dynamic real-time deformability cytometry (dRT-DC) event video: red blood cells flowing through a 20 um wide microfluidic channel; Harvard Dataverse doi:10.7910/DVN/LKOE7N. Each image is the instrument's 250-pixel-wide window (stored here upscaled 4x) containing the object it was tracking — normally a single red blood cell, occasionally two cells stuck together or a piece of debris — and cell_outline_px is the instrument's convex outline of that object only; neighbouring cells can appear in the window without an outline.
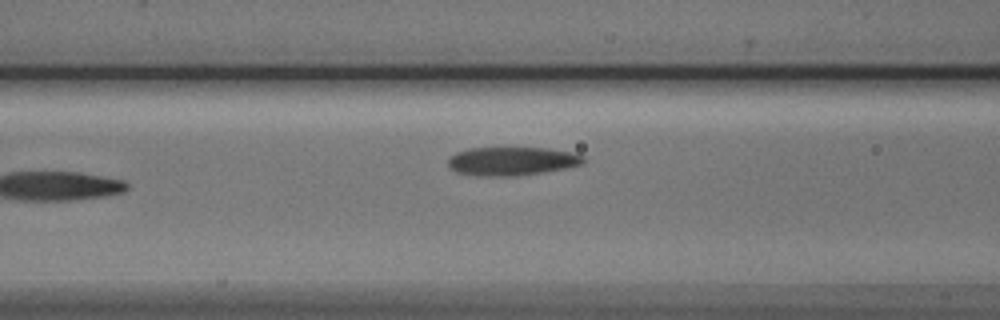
{"species": "Egyptian fruit bat (a non-hibernating species)", "species_latin": "Rousettus aegyptiacus", "temperature_condition": "cold", "stored_images_in_passage": 6, "camera_frame_rate_fps": 3000, "um_per_image_px": 0.085, "animal": {"sex": "male"}, "frame": {"image": 1, "passage_image": 6, "time_ms": 6.0, "image_size_px": [1000, 320], "cell_outline_px": [[584, 164], [544, 172], [516, 176], [476, 176], [456, 172], [448, 168], [448, 160], [456, 152], [468, 148], [548, 148], [572, 152], [584, 156]], "centroid_in_image_um": [43.49, 13.7], "position_along_channel_um": 123.1, "area_um2": 22.66}}